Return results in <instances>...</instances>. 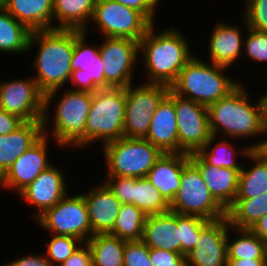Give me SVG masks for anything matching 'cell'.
<instances>
[{
    "label": "cell",
    "mask_w": 267,
    "mask_h": 266,
    "mask_svg": "<svg viewBox=\"0 0 267 266\" xmlns=\"http://www.w3.org/2000/svg\"><path fill=\"white\" fill-rule=\"evenodd\" d=\"M124 266H153L150 263L149 247L142 241H126Z\"/></svg>",
    "instance_id": "cell-40"
},
{
    "label": "cell",
    "mask_w": 267,
    "mask_h": 266,
    "mask_svg": "<svg viewBox=\"0 0 267 266\" xmlns=\"http://www.w3.org/2000/svg\"><path fill=\"white\" fill-rule=\"evenodd\" d=\"M4 10V0H0V11Z\"/></svg>",
    "instance_id": "cell-50"
},
{
    "label": "cell",
    "mask_w": 267,
    "mask_h": 266,
    "mask_svg": "<svg viewBox=\"0 0 267 266\" xmlns=\"http://www.w3.org/2000/svg\"><path fill=\"white\" fill-rule=\"evenodd\" d=\"M149 257L153 266H186L184 255L168 250L149 248Z\"/></svg>",
    "instance_id": "cell-42"
},
{
    "label": "cell",
    "mask_w": 267,
    "mask_h": 266,
    "mask_svg": "<svg viewBox=\"0 0 267 266\" xmlns=\"http://www.w3.org/2000/svg\"><path fill=\"white\" fill-rule=\"evenodd\" d=\"M106 176L146 177L163 152L146 139L122 137L101 147Z\"/></svg>",
    "instance_id": "cell-7"
},
{
    "label": "cell",
    "mask_w": 267,
    "mask_h": 266,
    "mask_svg": "<svg viewBox=\"0 0 267 266\" xmlns=\"http://www.w3.org/2000/svg\"><path fill=\"white\" fill-rule=\"evenodd\" d=\"M125 240L111 234H94L90 247L92 266H124Z\"/></svg>",
    "instance_id": "cell-33"
},
{
    "label": "cell",
    "mask_w": 267,
    "mask_h": 266,
    "mask_svg": "<svg viewBox=\"0 0 267 266\" xmlns=\"http://www.w3.org/2000/svg\"><path fill=\"white\" fill-rule=\"evenodd\" d=\"M24 122L19 116L8 113L0 107V135L13 132Z\"/></svg>",
    "instance_id": "cell-46"
},
{
    "label": "cell",
    "mask_w": 267,
    "mask_h": 266,
    "mask_svg": "<svg viewBox=\"0 0 267 266\" xmlns=\"http://www.w3.org/2000/svg\"><path fill=\"white\" fill-rule=\"evenodd\" d=\"M179 153H197L212 136L208 108L174 94Z\"/></svg>",
    "instance_id": "cell-14"
},
{
    "label": "cell",
    "mask_w": 267,
    "mask_h": 266,
    "mask_svg": "<svg viewBox=\"0 0 267 266\" xmlns=\"http://www.w3.org/2000/svg\"><path fill=\"white\" fill-rule=\"evenodd\" d=\"M125 106V88L98 89L92 94L85 126V148L99 141L103 146L123 137Z\"/></svg>",
    "instance_id": "cell-6"
},
{
    "label": "cell",
    "mask_w": 267,
    "mask_h": 266,
    "mask_svg": "<svg viewBox=\"0 0 267 266\" xmlns=\"http://www.w3.org/2000/svg\"><path fill=\"white\" fill-rule=\"evenodd\" d=\"M142 241L149 248L181 254L178 214L169 211L163 214L147 215Z\"/></svg>",
    "instance_id": "cell-24"
},
{
    "label": "cell",
    "mask_w": 267,
    "mask_h": 266,
    "mask_svg": "<svg viewBox=\"0 0 267 266\" xmlns=\"http://www.w3.org/2000/svg\"><path fill=\"white\" fill-rule=\"evenodd\" d=\"M170 87L157 83H131L125 88V119L123 137L145 139L152 115L168 94Z\"/></svg>",
    "instance_id": "cell-9"
},
{
    "label": "cell",
    "mask_w": 267,
    "mask_h": 266,
    "mask_svg": "<svg viewBox=\"0 0 267 266\" xmlns=\"http://www.w3.org/2000/svg\"><path fill=\"white\" fill-rule=\"evenodd\" d=\"M141 12L152 24H155L156 9L162 0H112ZM155 18V19H154Z\"/></svg>",
    "instance_id": "cell-43"
},
{
    "label": "cell",
    "mask_w": 267,
    "mask_h": 266,
    "mask_svg": "<svg viewBox=\"0 0 267 266\" xmlns=\"http://www.w3.org/2000/svg\"><path fill=\"white\" fill-rule=\"evenodd\" d=\"M49 234L71 236L86 243L92 237L87 207L82 193L64 196L36 220Z\"/></svg>",
    "instance_id": "cell-10"
},
{
    "label": "cell",
    "mask_w": 267,
    "mask_h": 266,
    "mask_svg": "<svg viewBox=\"0 0 267 266\" xmlns=\"http://www.w3.org/2000/svg\"><path fill=\"white\" fill-rule=\"evenodd\" d=\"M95 3L96 0H53V29H77L89 34Z\"/></svg>",
    "instance_id": "cell-29"
},
{
    "label": "cell",
    "mask_w": 267,
    "mask_h": 266,
    "mask_svg": "<svg viewBox=\"0 0 267 266\" xmlns=\"http://www.w3.org/2000/svg\"><path fill=\"white\" fill-rule=\"evenodd\" d=\"M145 139L163 153H179L174 93L171 90L161 100L152 115L150 128Z\"/></svg>",
    "instance_id": "cell-21"
},
{
    "label": "cell",
    "mask_w": 267,
    "mask_h": 266,
    "mask_svg": "<svg viewBox=\"0 0 267 266\" xmlns=\"http://www.w3.org/2000/svg\"><path fill=\"white\" fill-rule=\"evenodd\" d=\"M65 180L64 171L53 163L18 194L25 200L23 202L35 206L32 219L36 220L68 194Z\"/></svg>",
    "instance_id": "cell-18"
},
{
    "label": "cell",
    "mask_w": 267,
    "mask_h": 266,
    "mask_svg": "<svg viewBox=\"0 0 267 266\" xmlns=\"http://www.w3.org/2000/svg\"><path fill=\"white\" fill-rule=\"evenodd\" d=\"M216 23L207 43L209 62L232 69L243 52L242 27L221 20Z\"/></svg>",
    "instance_id": "cell-20"
},
{
    "label": "cell",
    "mask_w": 267,
    "mask_h": 266,
    "mask_svg": "<svg viewBox=\"0 0 267 266\" xmlns=\"http://www.w3.org/2000/svg\"><path fill=\"white\" fill-rule=\"evenodd\" d=\"M243 18L250 29L267 32V0H245Z\"/></svg>",
    "instance_id": "cell-39"
},
{
    "label": "cell",
    "mask_w": 267,
    "mask_h": 266,
    "mask_svg": "<svg viewBox=\"0 0 267 266\" xmlns=\"http://www.w3.org/2000/svg\"><path fill=\"white\" fill-rule=\"evenodd\" d=\"M99 54L104 77L111 88H126L134 81L139 53V42L128 38L102 37Z\"/></svg>",
    "instance_id": "cell-12"
},
{
    "label": "cell",
    "mask_w": 267,
    "mask_h": 266,
    "mask_svg": "<svg viewBox=\"0 0 267 266\" xmlns=\"http://www.w3.org/2000/svg\"><path fill=\"white\" fill-rule=\"evenodd\" d=\"M267 214V192L249 199H235L226 210L229 225L238 229H251Z\"/></svg>",
    "instance_id": "cell-31"
},
{
    "label": "cell",
    "mask_w": 267,
    "mask_h": 266,
    "mask_svg": "<svg viewBox=\"0 0 267 266\" xmlns=\"http://www.w3.org/2000/svg\"><path fill=\"white\" fill-rule=\"evenodd\" d=\"M189 161L190 154L163 153L146 176L169 204L179 191L182 170Z\"/></svg>",
    "instance_id": "cell-23"
},
{
    "label": "cell",
    "mask_w": 267,
    "mask_h": 266,
    "mask_svg": "<svg viewBox=\"0 0 267 266\" xmlns=\"http://www.w3.org/2000/svg\"><path fill=\"white\" fill-rule=\"evenodd\" d=\"M190 161L199 169L203 181L215 200L227 210L235 201L241 169L221 168L207 164L197 153Z\"/></svg>",
    "instance_id": "cell-22"
},
{
    "label": "cell",
    "mask_w": 267,
    "mask_h": 266,
    "mask_svg": "<svg viewBox=\"0 0 267 266\" xmlns=\"http://www.w3.org/2000/svg\"><path fill=\"white\" fill-rule=\"evenodd\" d=\"M4 10L31 32L53 29V0H4Z\"/></svg>",
    "instance_id": "cell-27"
},
{
    "label": "cell",
    "mask_w": 267,
    "mask_h": 266,
    "mask_svg": "<svg viewBox=\"0 0 267 266\" xmlns=\"http://www.w3.org/2000/svg\"><path fill=\"white\" fill-rule=\"evenodd\" d=\"M132 204L146 215L163 214L170 211V204L146 177L134 178Z\"/></svg>",
    "instance_id": "cell-35"
},
{
    "label": "cell",
    "mask_w": 267,
    "mask_h": 266,
    "mask_svg": "<svg viewBox=\"0 0 267 266\" xmlns=\"http://www.w3.org/2000/svg\"><path fill=\"white\" fill-rule=\"evenodd\" d=\"M59 91L61 88L44 94L43 134L47 136L52 134L50 138L54 139L52 141H55L56 146H60L62 149L63 147L85 149V126L93 93L74 91L67 86L66 91L62 89L64 92L57 100ZM52 103H56L53 116L49 110ZM49 123L53 125L51 126ZM50 126L52 130L49 128Z\"/></svg>",
    "instance_id": "cell-3"
},
{
    "label": "cell",
    "mask_w": 267,
    "mask_h": 266,
    "mask_svg": "<svg viewBox=\"0 0 267 266\" xmlns=\"http://www.w3.org/2000/svg\"><path fill=\"white\" fill-rule=\"evenodd\" d=\"M59 266H92V255L87 243H83L67 260Z\"/></svg>",
    "instance_id": "cell-44"
},
{
    "label": "cell",
    "mask_w": 267,
    "mask_h": 266,
    "mask_svg": "<svg viewBox=\"0 0 267 266\" xmlns=\"http://www.w3.org/2000/svg\"><path fill=\"white\" fill-rule=\"evenodd\" d=\"M50 137L43 134L29 149L20 155L0 178V187L13 190L19 194L51 163L48 155Z\"/></svg>",
    "instance_id": "cell-16"
},
{
    "label": "cell",
    "mask_w": 267,
    "mask_h": 266,
    "mask_svg": "<svg viewBox=\"0 0 267 266\" xmlns=\"http://www.w3.org/2000/svg\"><path fill=\"white\" fill-rule=\"evenodd\" d=\"M210 221L198 216L178 214V229H180L181 254L186 255L194 249L200 238L201 230Z\"/></svg>",
    "instance_id": "cell-37"
},
{
    "label": "cell",
    "mask_w": 267,
    "mask_h": 266,
    "mask_svg": "<svg viewBox=\"0 0 267 266\" xmlns=\"http://www.w3.org/2000/svg\"><path fill=\"white\" fill-rule=\"evenodd\" d=\"M31 31L6 10L0 11V54L28 53Z\"/></svg>",
    "instance_id": "cell-30"
},
{
    "label": "cell",
    "mask_w": 267,
    "mask_h": 266,
    "mask_svg": "<svg viewBox=\"0 0 267 266\" xmlns=\"http://www.w3.org/2000/svg\"><path fill=\"white\" fill-rule=\"evenodd\" d=\"M197 54L179 72L170 90L205 106L222 99L241 82L226 74L230 68L205 62Z\"/></svg>",
    "instance_id": "cell-5"
},
{
    "label": "cell",
    "mask_w": 267,
    "mask_h": 266,
    "mask_svg": "<svg viewBox=\"0 0 267 266\" xmlns=\"http://www.w3.org/2000/svg\"><path fill=\"white\" fill-rule=\"evenodd\" d=\"M230 232H234V235H237L232 240L230 238L232 236ZM227 258H267V246L251 229H238L229 226L227 234Z\"/></svg>",
    "instance_id": "cell-32"
},
{
    "label": "cell",
    "mask_w": 267,
    "mask_h": 266,
    "mask_svg": "<svg viewBox=\"0 0 267 266\" xmlns=\"http://www.w3.org/2000/svg\"><path fill=\"white\" fill-rule=\"evenodd\" d=\"M39 254V255H38ZM29 254L26 256H21L8 261L2 266H53L45 257L44 254Z\"/></svg>",
    "instance_id": "cell-45"
},
{
    "label": "cell",
    "mask_w": 267,
    "mask_h": 266,
    "mask_svg": "<svg viewBox=\"0 0 267 266\" xmlns=\"http://www.w3.org/2000/svg\"><path fill=\"white\" fill-rule=\"evenodd\" d=\"M240 83L227 96L210 104L208 108L211 134L218 138L241 139L264 136L261 96L250 103L249 91ZM248 92V93H247ZM225 136V137H224Z\"/></svg>",
    "instance_id": "cell-4"
},
{
    "label": "cell",
    "mask_w": 267,
    "mask_h": 266,
    "mask_svg": "<svg viewBox=\"0 0 267 266\" xmlns=\"http://www.w3.org/2000/svg\"><path fill=\"white\" fill-rule=\"evenodd\" d=\"M147 215L134 204H121L113 230L109 233L125 241L142 240Z\"/></svg>",
    "instance_id": "cell-34"
},
{
    "label": "cell",
    "mask_w": 267,
    "mask_h": 266,
    "mask_svg": "<svg viewBox=\"0 0 267 266\" xmlns=\"http://www.w3.org/2000/svg\"><path fill=\"white\" fill-rule=\"evenodd\" d=\"M0 107L24 121L42 120L44 93L33 77L0 81Z\"/></svg>",
    "instance_id": "cell-15"
},
{
    "label": "cell",
    "mask_w": 267,
    "mask_h": 266,
    "mask_svg": "<svg viewBox=\"0 0 267 266\" xmlns=\"http://www.w3.org/2000/svg\"><path fill=\"white\" fill-rule=\"evenodd\" d=\"M261 101L263 106V126H264V132L267 136V95H261ZM265 140L267 139L264 136Z\"/></svg>",
    "instance_id": "cell-49"
},
{
    "label": "cell",
    "mask_w": 267,
    "mask_h": 266,
    "mask_svg": "<svg viewBox=\"0 0 267 266\" xmlns=\"http://www.w3.org/2000/svg\"><path fill=\"white\" fill-rule=\"evenodd\" d=\"M227 217L210 221L193 250L185 255L186 266H227Z\"/></svg>",
    "instance_id": "cell-17"
},
{
    "label": "cell",
    "mask_w": 267,
    "mask_h": 266,
    "mask_svg": "<svg viewBox=\"0 0 267 266\" xmlns=\"http://www.w3.org/2000/svg\"><path fill=\"white\" fill-rule=\"evenodd\" d=\"M243 22L244 31L246 33L243 42V52L248 58H251L252 61L256 62H267V32L266 31H257L254 29L248 28L244 18L241 15Z\"/></svg>",
    "instance_id": "cell-38"
},
{
    "label": "cell",
    "mask_w": 267,
    "mask_h": 266,
    "mask_svg": "<svg viewBox=\"0 0 267 266\" xmlns=\"http://www.w3.org/2000/svg\"><path fill=\"white\" fill-rule=\"evenodd\" d=\"M216 136H211L208 142L201 148L197 154L207 163L221 168L242 169V161L237 162L236 157L241 155L246 157L252 149H264L267 140L246 143L241 147L234 148V144L227 139L221 138L217 141ZM221 140V141H220ZM216 144H215V142ZM213 145V146H212ZM236 149V150H235ZM238 150V151H237Z\"/></svg>",
    "instance_id": "cell-26"
},
{
    "label": "cell",
    "mask_w": 267,
    "mask_h": 266,
    "mask_svg": "<svg viewBox=\"0 0 267 266\" xmlns=\"http://www.w3.org/2000/svg\"><path fill=\"white\" fill-rule=\"evenodd\" d=\"M252 164L242 166L235 199L256 198L267 192V153L263 149H252L246 156Z\"/></svg>",
    "instance_id": "cell-28"
},
{
    "label": "cell",
    "mask_w": 267,
    "mask_h": 266,
    "mask_svg": "<svg viewBox=\"0 0 267 266\" xmlns=\"http://www.w3.org/2000/svg\"><path fill=\"white\" fill-rule=\"evenodd\" d=\"M101 37L140 41L152 23L138 10L112 0H96L91 21ZM95 23V24H94Z\"/></svg>",
    "instance_id": "cell-11"
},
{
    "label": "cell",
    "mask_w": 267,
    "mask_h": 266,
    "mask_svg": "<svg viewBox=\"0 0 267 266\" xmlns=\"http://www.w3.org/2000/svg\"><path fill=\"white\" fill-rule=\"evenodd\" d=\"M50 236L51 239L49 238L44 255L53 266H59L84 243L71 236L54 234H50Z\"/></svg>",
    "instance_id": "cell-36"
},
{
    "label": "cell",
    "mask_w": 267,
    "mask_h": 266,
    "mask_svg": "<svg viewBox=\"0 0 267 266\" xmlns=\"http://www.w3.org/2000/svg\"><path fill=\"white\" fill-rule=\"evenodd\" d=\"M122 204H132L134 178L106 176L103 181Z\"/></svg>",
    "instance_id": "cell-41"
},
{
    "label": "cell",
    "mask_w": 267,
    "mask_h": 266,
    "mask_svg": "<svg viewBox=\"0 0 267 266\" xmlns=\"http://www.w3.org/2000/svg\"><path fill=\"white\" fill-rule=\"evenodd\" d=\"M227 266H267V258L228 259Z\"/></svg>",
    "instance_id": "cell-47"
},
{
    "label": "cell",
    "mask_w": 267,
    "mask_h": 266,
    "mask_svg": "<svg viewBox=\"0 0 267 266\" xmlns=\"http://www.w3.org/2000/svg\"><path fill=\"white\" fill-rule=\"evenodd\" d=\"M154 24L139 41V55H142L145 78L143 82L163 84L170 87L179 72L194 57L182 29L176 26L158 32ZM145 65V66H144ZM147 74V76H146Z\"/></svg>",
    "instance_id": "cell-1"
},
{
    "label": "cell",
    "mask_w": 267,
    "mask_h": 266,
    "mask_svg": "<svg viewBox=\"0 0 267 266\" xmlns=\"http://www.w3.org/2000/svg\"><path fill=\"white\" fill-rule=\"evenodd\" d=\"M100 182L94 185V188L89 187L86 193H82L87 207L92 236L94 234H108L113 230L122 204L108 186L103 181Z\"/></svg>",
    "instance_id": "cell-19"
},
{
    "label": "cell",
    "mask_w": 267,
    "mask_h": 266,
    "mask_svg": "<svg viewBox=\"0 0 267 266\" xmlns=\"http://www.w3.org/2000/svg\"><path fill=\"white\" fill-rule=\"evenodd\" d=\"M86 38L89 39L88 33L75 29L69 89L94 93L98 89L111 88L105 81L99 48L96 44L88 45Z\"/></svg>",
    "instance_id": "cell-13"
},
{
    "label": "cell",
    "mask_w": 267,
    "mask_h": 266,
    "mask_svg": "<svg viewBox=\"0 0 267 266\" xmlns=\"http://www.w3.org/2000/svg\"><path fill=\"white\" fill-rule=\"evenodd\" d=\"M251 230L266 244L267 246V214L258 220Z\"/></svg>",
    "instance_id": "cell-48"
},
{
    "label": "cell",
    "mask_w": 267,
    "mask_h": 266,
    "mask_svg": "<svg viewBox=\"0 0 267 266\" xmlns=\"http://www.w3.org/2000/svg\"><path fill=\"white\" fill-rule=\"evenodd\" d=\"M266 140H267V139H266ZM263 150L267 153V142H266V145H265V147H264Z\"/></svg>",
    "instance_id": "cell-51"
},
{
    "label": "cell",
    "mask_w": 267,
    "mask_h": 266,
    "mask_svg": "<svg viewBox=\"0 0 267 266\" xmlns=\"http://www.w3.org/2000/svg\"><path fill=\"white\" fill-rule=\"evenodd\" d=\"M74 44L75 29L54 28L31 32L28 53L34 47L38 48L35 49L37 53L31 61L37 72L32 77L44 94L64 88L69 83Z\"/></svg>",
    "instance_id": "cell-2"
},
{
    "label": "cell",
    "mask_w": 267,
    "mask_h": 266,
    "mask_svg": "<svg viewBox=\"0 0 267 266\" xmlns=\"http://www.w3.org/2000/svg\"><path fill=\"white\" fill-rule=\"evenodd\" d=\"M42 135V120L25 121L13 132L0 135V178Z\"/></svg>",
    "instance_id": "cell-25"
},
{
    "label": "cell",
    "mask_w": 267,
    "mask_h": 266,
    "mask_svg": "<svg viewBox=\"0 0 267 266\" xmlns=\"http://www.w3.org/2000/svg\"><path fill=\"white\" fill-rule=\"evenodd\" d=\"M170 211L208 221L226 217V210L212 196L199 169L191 161L183 167L180 188L170 204Z\"/></svg>",
    "instance_id": "cell-8"
}]
</instances>
